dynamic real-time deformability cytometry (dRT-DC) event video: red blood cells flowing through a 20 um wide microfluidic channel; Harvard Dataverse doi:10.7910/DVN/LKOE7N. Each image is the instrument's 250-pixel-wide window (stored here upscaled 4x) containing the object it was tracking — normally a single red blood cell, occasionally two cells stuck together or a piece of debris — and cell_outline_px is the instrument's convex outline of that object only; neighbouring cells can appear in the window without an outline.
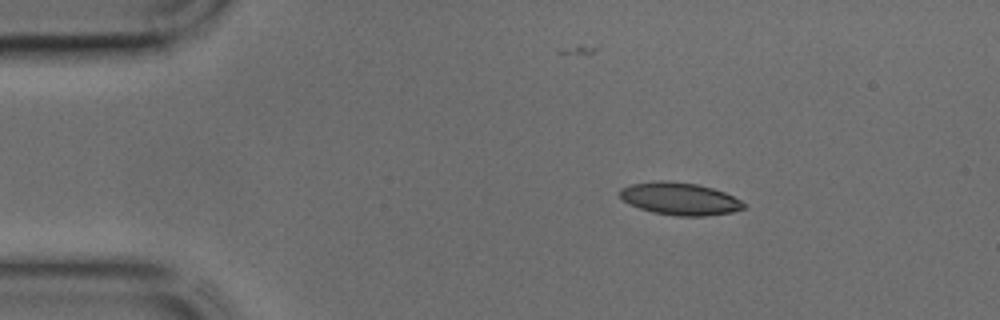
{"species": "common noctule bat (a hibernating species)", "species_latin": "Nyctalus noctula", "temperature_condition": "cold", "stored_images_in_passage": 37, "camera_frame_rate_fps": 3000, "um_per_image_px": 0.085, "animal": {"sex": "male", "body_mass_g": 17.9, "forearm_length_mm": 54.2}, "frame": {"image": 1, "passage_image": 1, "time_ms": 0.0, "image_size_px": [1000, 320], "cell_outline_px": [[744, 208], [732, 212], [704, 216], [680, 216], [652, 212], [640, 208], [624, 200], [620, 196], [620, 188], [632, 184], [660, 180], [664, 180], [696, 184], [712, 188], [724, 192], [740, 200], [744, 204]], "centroid_in_image_um": [57.78, 16.89], "position_along_channel_um": 27.2, "area_um2": 23.06}}
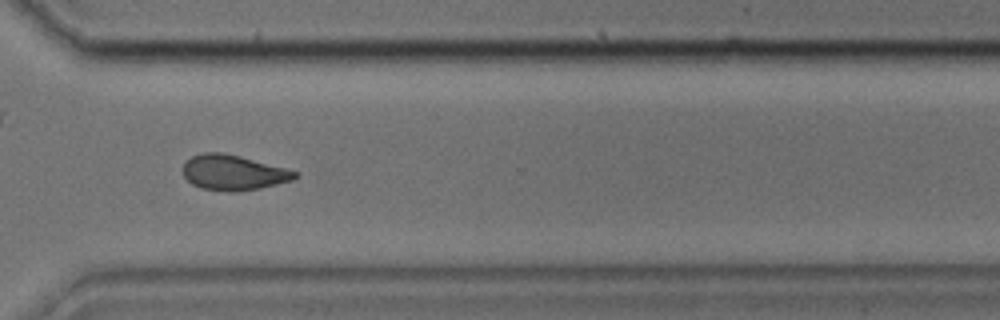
{"frame": {"image": 2, "passage_image": 26, "time_ms": 8.333, "image_size_px": [1000, 320], "cell_outline_px": [[300, 176], [292, 180], [260, 188], [236, 192], [228, 192], [200, 188], [192, 184], [184, 176], [184, 160], [192, 156], [204, 152], [220, 152], [300, 172]], "centroid_in_image_um": [19.81, 14.68], "position_along_channel_um": 350.8, "area_um2": 22.77}}
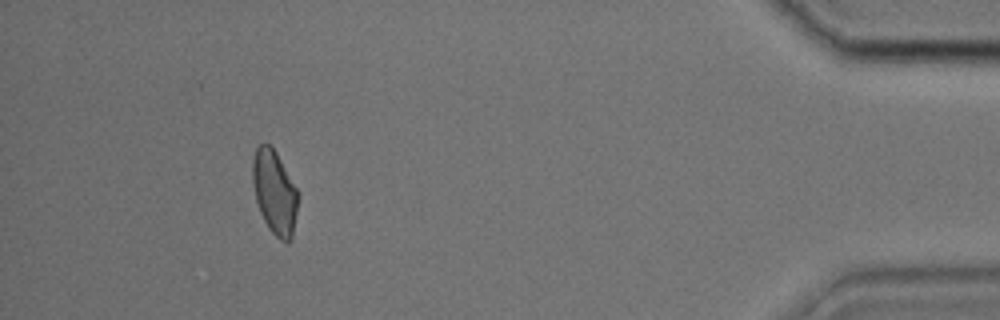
{"frame": {"image": 3, "passage_image": 34, "time_ms": 11.0, "image_size_px": [1000, 320], "cell_outline_px": [[300, 196], [292, 240], [288, 244], [280, 240], [268, 228], [260, 212], [256, 200], [252, 184], [252, 160], [256, 148], [260, 144], [268, 144], [276, 152], [300, 192]], "centroid_in_image_um": [23.37, 16.38], "position_along_channel_um": 411.8, "area_um2": 22.72}}